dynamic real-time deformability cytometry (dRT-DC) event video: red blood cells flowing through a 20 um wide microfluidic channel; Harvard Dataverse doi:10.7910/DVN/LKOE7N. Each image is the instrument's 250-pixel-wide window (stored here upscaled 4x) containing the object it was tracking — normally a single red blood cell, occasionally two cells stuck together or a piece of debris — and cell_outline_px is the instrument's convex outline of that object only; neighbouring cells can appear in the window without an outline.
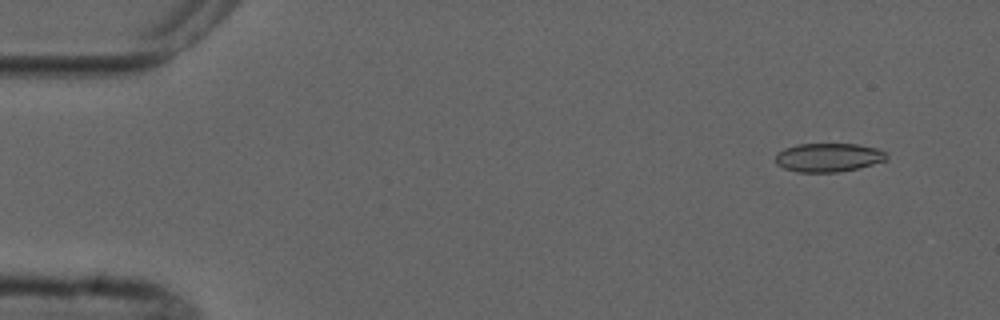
{"species": "common noctule bat (a hibernating species)", "species_latin": "Nyctalus noctula", "temperature_condition": "cold", "stored_images_in_passage": 5, "camera_frame_rate_fps": 3000, "um_per_image_px": 0.085, "animal": {"sex": "male", "forearm_length_mm": 52.5}, "frame": {"image": 1, "passage_image": 1, "time_ms": 0.0, "image_size_px": [1000, 320], "cell_outline_px": [[888, 160], [840, 172], [796, 172], [784, 168], [776, 164], [776, 152], [784, 148], [796, 144], [856, 144], [876, 148], [888, 152]], "centroid_in_image_um": [70.41, 13.38], "position_along_channel_um": 14.6, "area_um2": 18.73}}
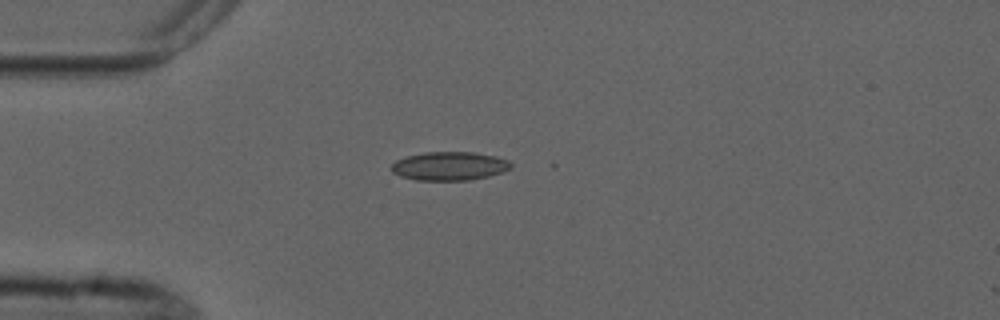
{"frame": {"image": 2, "passage_image": 3, "time_ms": 3.333, "image_size_px": [1000, 320], "cell_outline_px": [[512, 168], [504, 172], [488, 176], [468, 180], [416, 180], [400, 176], [392, 172], [392, 164], [396, 160], [404, 156], [424, 152], [476, 152], [496, 156], [508, 160], [512, 164]], "centroid_in_image_um": [38.21, 14.11], "position_along_channel_um": 46.8, "area_um2": 20.11}}